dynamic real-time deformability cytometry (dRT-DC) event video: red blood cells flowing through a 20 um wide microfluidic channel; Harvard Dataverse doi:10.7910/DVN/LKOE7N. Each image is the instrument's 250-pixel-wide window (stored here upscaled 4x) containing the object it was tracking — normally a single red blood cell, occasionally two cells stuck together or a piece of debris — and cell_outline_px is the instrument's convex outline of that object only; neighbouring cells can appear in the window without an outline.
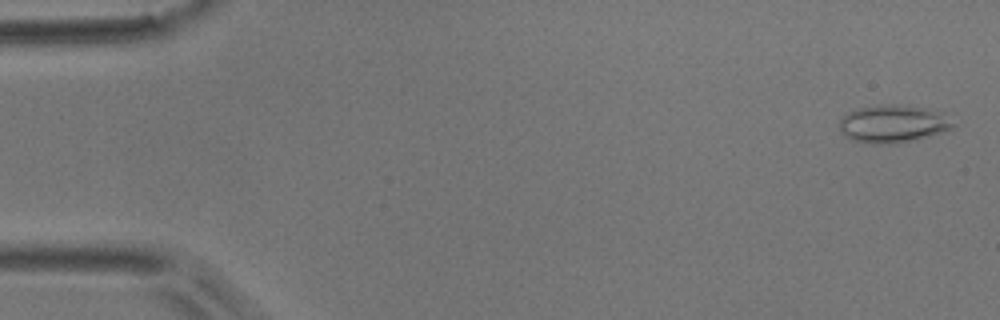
{"species": "common noctule bat (a hibernating species)", "species_latin": "Nyctalus noctula", "temperature_condition": "room temperature", "stored_images_in_passage": 5, "camera_frame_rate_fps": 3000, "um_per_image_px": 0.085, "animal": {"sex": "male", "body_mass_g": 17.9}, "frame": {"image": 1, "passage_image": 1, "time_ms": 0.0, "image_size_px": [1000, 320], "cell_outline_px": [[956, 124], [952, 128], [916, 140], [892, 144], [872, 144], [852, 140], [844, 136], [840, 132], [840, 120], [848, 112], [860, 108], [880, 104], [900, 104], [924, 108], [940, 112]], "centroid_in_image_um": [75.87, 10.53], "position_along_channel_um": 9.1, "area_um2": 24.97}}